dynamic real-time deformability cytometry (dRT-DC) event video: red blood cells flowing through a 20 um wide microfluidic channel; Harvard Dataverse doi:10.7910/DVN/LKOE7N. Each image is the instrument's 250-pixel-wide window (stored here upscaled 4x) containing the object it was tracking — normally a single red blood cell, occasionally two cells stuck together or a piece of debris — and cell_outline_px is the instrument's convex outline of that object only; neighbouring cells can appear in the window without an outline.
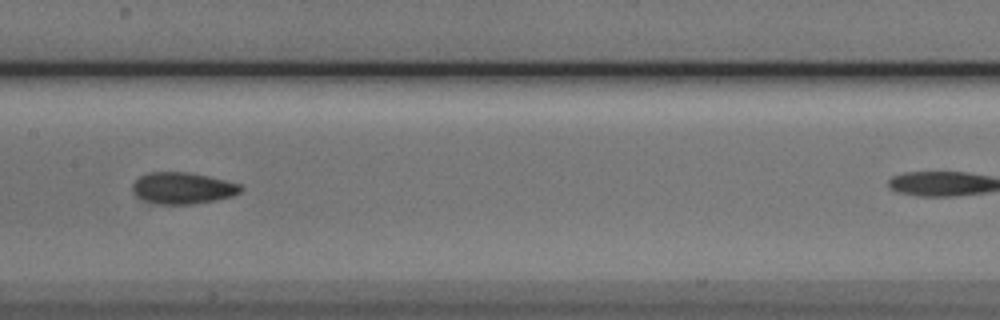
{"species": "Egyptian fruit bat (a non-hibernating species)", "species_latin": "Rousettus aegyptiacus", "temperature_condition": "cold", "stored_images_in_passage": 10, "camera_frame_rate_fps": 3000, "um_per_image_px": 0.085, "animal": {"sex": "male"}, "frame": {"image": 1, "passage_image": 7, "time_ms": 7.667, "image_size_px": [1000, 320], "cell_outline_px": [[244, 188], [240, 192], [232, 196], [216, 200], [192, 204], [156, 204], [144, 200], [136, 196], [132, 192], [132, 184], [140, 176], [148, 172], [188, 172], [208, 176], [240, 184]], "centroid_in_image_um": [15.51, 15.99], "position_along_channel_um": 191.9, "area_um2": 19.94}}